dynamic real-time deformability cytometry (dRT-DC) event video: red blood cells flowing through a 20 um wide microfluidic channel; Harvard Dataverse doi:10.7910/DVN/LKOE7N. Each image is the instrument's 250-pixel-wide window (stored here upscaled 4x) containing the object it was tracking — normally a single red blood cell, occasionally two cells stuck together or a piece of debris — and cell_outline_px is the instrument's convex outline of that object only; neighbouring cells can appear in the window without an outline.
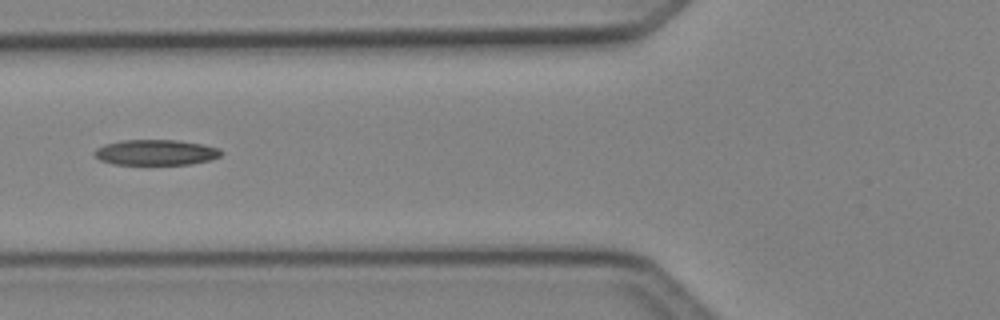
{"species": "Egyptian fruit bat (a non-hibernating species)", "species_latin": "Rousettus aegyptiacus", "temperature_condition": "cold", "stored_images_in_passage": 7, "camera_frame_rate_fps": 3000, "um_per_image_px": 0.085, "animal": {"sex": "female"}, "frame": {"image": 1, "passage_image": 6, "time_ms": 1.667, "image_size_px": [1000, 320], "cell_outline_px": [[224, 152], [220, 156], [212, 160], [192, 164], [112, 164], [100, 160], [92, 152], [96, 148], [104, 144], [120, 140], [176, 140], [204, 144], [220, 148]], "centroid_in_image_um": [13.27, 12.95], "position_along_channel_um": 112.5, "area_um2": 19.07}}
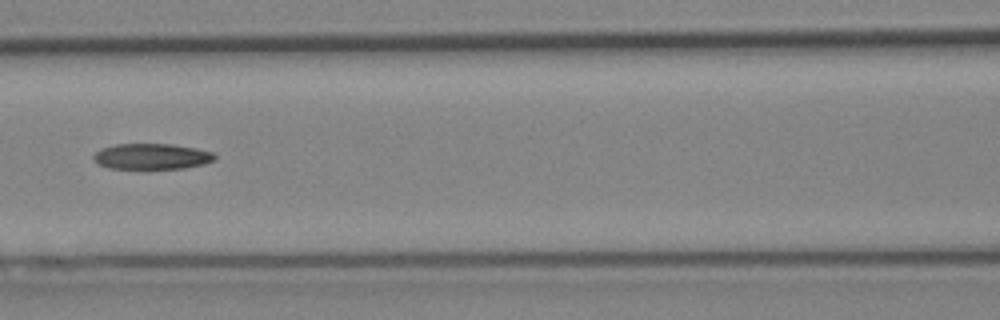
{"frame": {"image": 2, "passage_image": 7, "time_ms": 2.0, "image_size_px": [1000, 320], "cell_outline_px": [[216, 160], [204, 164], [184, 168], [108, 168], [100, 164], [92, 156], [100, 148], [116, 144], [172, 144], [196, 148], [212, 152], [216, 156]], "centroid_in_image_um": [12.93, 13.29], "position_along_channel_um": 153.7, "area_um2": 18.09}}